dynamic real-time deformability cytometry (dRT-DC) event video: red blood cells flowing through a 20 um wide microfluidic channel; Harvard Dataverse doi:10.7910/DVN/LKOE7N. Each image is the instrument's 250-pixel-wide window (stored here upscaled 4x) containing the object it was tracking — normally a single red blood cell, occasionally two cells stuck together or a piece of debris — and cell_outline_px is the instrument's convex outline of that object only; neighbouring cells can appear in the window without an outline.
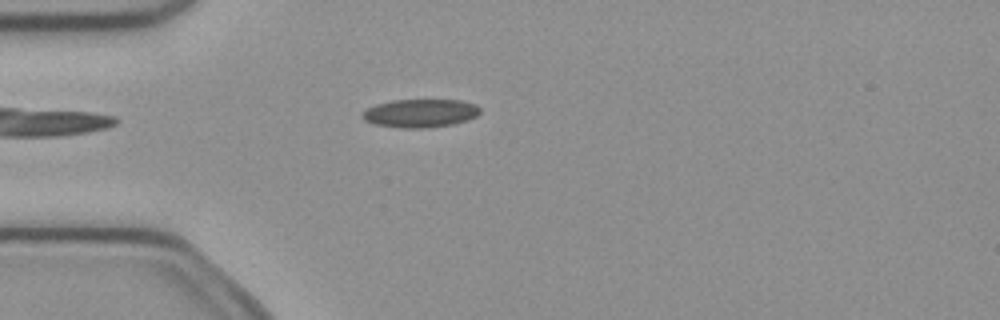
{"species": "common noctule bat (a hibernating species)", "species_latin": "Nyctalus noctula", "temperature_condition": "cold", "stored_images_in_passage": 2, "camera_frame_rate_fps": 3000, "um_per_image_px": 0.085, "animal": {"sex": "female", "body_mass_g": 21.9}, "frame": {"image": 1, "passage_image": 2, "time_ms": 0.333, "image_size_px": [1000, 320], "cell_outline_px": [[480, 112], [476, 116], [468, 120], [452, 124], [424, 128], [404, 128], [376, 124], [364, 120], [360, 116], [360, 112], [376, 104], [392, 100], [460, 100], [476, 104], [480, 108]], "centroid_in_image_um": [35.71, 9.61], "position_along_channel_um": 49.3, "area_um2": 19.42}}